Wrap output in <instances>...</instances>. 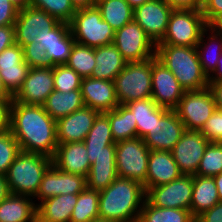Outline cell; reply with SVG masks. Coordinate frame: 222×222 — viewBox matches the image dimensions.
<instances>
[{
  "instance_id": "cell-1",
  "label": "cell",
  "mask_w": 222,
  "mask_h": 222,
  "mask_svg": "<svg viewBox=\"0 0 222 222\" xmlns=\"http://www.w3.org/2000/svg\"><path fill=\"white\" fill-rule=\"evenodd\" d=\"M10 132L21 151L54 157L58 146L56 120L43 105H25L13 99Z\"/></svg>"
},
{
  "instance_id": "cell-2",
  "label": "cell",
  "mask_w": 222,
  "mask_h": 222,
  "mask_svg": "<svg viewBox=\"0 0 222 222\" xmlns=\"http://www.w3.org/2000/svg\"><path fill=\"white\" fill-rule=\"evenodd\" d=\"M146 200V190L139 181L117 177L99 192V218L117 222H138Z\"/></svg>"
},
{
  "instance_id": "cell-3",
  "label": "cell",
  "mask_w": 222,
  "mask_h": 222,
  "mask_svg": "<svg viewBox=\"0 0 222 222\" xmlns=\"http://www.w3.org/2000/svg\"><path fill=\"white\" fill-rule=\"evenodd\" d=\"M155 56L175 75L185 91L208 87V76L202 70L196 47L156 45Z\"/></svg>"
},
{
  "instance_id": "cell-4",
  "label": "cell",
  "mask_w": 222,
  "mask_h": 222,
  "mask_svg": "<svg viewBox=\"0 0 222 222\" xmlns=\"http://www.w3.org/2000/svg\"><path fill=\"white\" fill-rule=\"evenodd\" d=\"M51 164V157L21 151L5 174L10 193L34 198Z\"/></svg>"
},
{
  "instance_id": "cell-5",
  "label": "cell",
  "mask_w": 222,
  "mask_h": 222,
  "mask_svg": "<svg viewBox=\"0 0 222 222\" xmlns=\"http://www.w3.org/2000/svg\"><path fill=\"white\" fill-rule=\"evenodd\" d=\"M91 164L86 177V187L101 192L118 176L115 141L84 140Z\"/></svg>"
},
{
  "instance_id": "cell-6",
  "label": "cell",
  "mask_w": 222,
  "mask_h": 222,
  "mask_svg": "<svg viewBox=\"0 0 222 222\" xmlns=\"http://www.w3.org/2000/svg\"><path fill=\"white\" fill-rule=\"evenodd\" d=\"M69 25L76 43L91 48L113 44L115 30L96 6L76 10Z\"/></svg>"
},
{
  "instance_id": "cell-7",
  "label": "cell",
  "mask_w": 222,
  "mask_h": 222,
  "mask_svg": "<svg viewBox=\"0 0 222 222\" xmlns=\"http://www.w3.org/2000/svg\"><path fill=\"white\" fill-rule=\"evenodd\" d=\"M152 58L127 62L114 78V87L119 104L150 98L152 95Z\"/></svg>"
},
{
  "instance_id": "cell-8",
  "label": "cell",
  "mask_w": 222,
  "mask_h": 222,
  "mask_svg": "<svg viewBox=\"0 0 222 222\" xmlns=\"http://www.w3.org/2000/svg\"><path fill=\"white\" fill-rule=\"evenodd\" d=\"M206 27L201 10L174 9L170 14L166 33L156 45L196 47Z\"/></svg>"
},
{
  "instance_id": "cell-9",
  "label": "cell",
  "mask_w": 222,
  "mask_h": 222,
  "mask_svg": "<svg viewBox=\"0 0 222 222\" xmlns=\"http://www.w3.org/2000/svg\"><path fill=\"white\" fill-rule=\"evenodd\" d=\"M149 155L150 150L142 138L136 137L117 142V176L139 181L146 190Z\"/></svg>"
},
{
  "instance_id": "cell-10",
  "label": "cell",
  "mask_w": 222,
  "mask_h": 222,
  "mask_svg": "<svg viewBox=\"0 0 222 222\" xmlns=\"http://www.w3.org/2000/svg\"><path fill=\"white\" fill-rule=\"evenodd\" d=\"M58 23V20L43 10L31 6L21 8L14 24L15 43L23 48L36 42L45 51L44 39Z\"/></svg>"
},
{
  "instance_id": "cell-11",
  "label": "cell",
  "mask_w": 222,
  "mask_h": 222,
  "mask_svg": "<svg viewBox=\"0 0 222 222\" xmlns=\"http://www.w3.org/2000/svg\"><path fill=\"white\" fill-rule=\"evenodd\" d=\"M186 130L175 110L158 107L152 129L142 138L149 150L171 151Z\"/></svg>"
},
{
  "instance_id": "cell-12",
  "label": "cell",
  "mask_w": 222,
  "mask_h": 222,
  "mask_svg": "<svg viewBox=\"0 0 222 222\" xmlns=\"http://www.w3.org/2000/svg\"><path fill=\"white\" fill-rule=\"evenodd\" d=\"M187 130H201L216 110L210 89L185 91L174 109Z\"/></svg>"
},
{
  "instance_id": "cell-13",
  "label": "cell",
  "mask_w": 222,
  "mask_h": 222,
  "mask_svg": "<svg viewBox=\"0 0 222 222\" xmlns=\"http://www.w3.org/2000/svg\"><path fill=\"white\" fill-rule=\"evenodd\" d=\"M113 44L127 62L144 61L155 56L156 45L134 20L115 31Z\"/></svg>"
},
{
  "instance_id": "cell-14",
  "label": "cell",
  "mask_w": 222,
  "mask_h": 222,
  "mask_svg": "<svg viewBox=\"0 0 222 222\" xmlns=\"http://www.w3.org/2000/svg\"><path fill=\"white\" fill-rule=\"evenodd\" d=\"M193 192V175L182 174L168 184L150 187L146 199L159 208L190 210Z\"/></svg>"
},
{
  "instance_id": "cell-15",
  "label": "cell",
  "mask_w": 222,
  "mask_h": 222,
  "mask_svg": "<svg viewBox=\"0 0 222 222\" xmlns=\"http://www.w3.org/2000/svg\"><path fill=\"white\" fill-rule=\"evenodd\" d=\"M152 95L151 98L160 107L174 110L185 89L180 85L175 75L167 69L156 56L152 57Z\"/></svg>"
},
{
  "instance_id": "cell-16",
  "label": "cell",
  "mask_w": 222,
  "mask_h": 222,
  "mask_svg": "<svg viewBox=\"0 0 222 222\" xmlns=\"http://www.w3.org/2000/svg\"><path fill=\"white\" fill-rule=\"evenodd\" d=\"M172 11L164 0H151L133 9V20L156 45L166 33Z\"/></svg>"
},
{
  "instance_id": "cell-17",
  "label": "cell",
  "mask_w": 222,
  "mask_h": 222,
  "mask_svg": "<svg viewBox=\"0 0 222 222\" xmlns=\"http://www.w3.org/2000/svg\"><path fill=\"white\" fill-rule=\"evenodd\" d=\"M85 188L86 177L63 172L52 163L43 174L39 190L33 199L40 203L59 195L79 194Z\"/></svg>"
},
{
  "instance_id": "cell-18",
  "label": "cell",
  "mask_w": 222,
  "mask_h": 222,
  "mask_svg": "<svg viewBox=\"0 0 222 222\" xmlns=\"http://www.w3.org/2000/svg\"><path fill=\"white\" fill-rule=\"evenodd\" d=\"M210 142L200 130H185L171 150L179 170L184 175H195L204 151Z\"/></svg>"
},
{
  "instance_id": "cell-19",
  "label": "cell",
  "mask_w": 222,
  "mask_h": 222,
  "mask_svg": "<svg viewBox=\"0 0 222 222\" xmlns=\"http://www.w3.org/2000/svg\"><path fill=\"white\" fill-rule=\"evenodd\" d=\"M54 91L53 68H30L13 99L25 105H43Z\"/></svg>"
},
{
  "instance_id": "cell-20",
  "label": "cell",
  "mask_w": 222,
  "mask_h": 222,
  "mask_svg": "<svg viewBox=\"0 0 222 222\" xmlns=\"http://www.w3.org/2000/svg\"><path fill=\"white\" fill-rule=\"evenodd\" d=\"M100 112L84 106L56 121L57 143L83 142Z\"/></svg>"
},
{
  "instance_id": "cell-21",
  "label": "cell",
  "mask_w": 222,
  "mask_h": 222,
  "mask_svg": "<svg viewBox=\"0 0 222 222\" xmlns=\"http://www.w3.org/2000/svg\"><path fill=\"white\" fill-rule=\"evenodd\" d=\"M29 69V65L24 61L23 48L17 43L0 53V77L13 97L22 87Z\"/></svg>"
},
{
  "instance_id": "cell-22",
  "label": "cell",
  "mask_w": 222,
  "mask_h": 222,
  "mask_svg": "<svg viewBox=\"0 0 222 222\" xmlns=\"http://www.w3.org/2000/svg\"><path fill=\"white\" fill-rule=\"evenodd\" d=\"M80 90L84 105L100 113L119 105L113 81L85 77L81 80Z\"/></svg>"
},
{
  "instance_id": "cell-23",
  "label": "cell",
  "mask_w": 222,
  "mask_h": 222,
  "mask_svg": "<svg viewBox=\"0 0 222 222\" xmlns=\"http://www.w3.org/2000/svg\"><path fill=\"white\" fill-rule=\"evenodd\" d=\"M52 163L63 172L84 177L91 167L84 142L58 144Z\"/></svg>"
},
{
  "instance_id": "cell-24",
  "label": "cell",
  "mask_w": 222,
  "mask_h": 222,
  "mask_svg": "<svg viewBox=\"0 0 222 222\" xmlns=\"http://www.w3.org/2000/svg\"><path fill=\"white\" fill-rule=\"evenodd\" d=\"M182 175L171 151L150 150L147 166L146 190L168 184Z\"/></svg>"
},
{
  "instance_id": "cell-25",
  "label": "cell",
  "mask_w": 222,
  "mask_h": 222,
  "mask_svg": "<svg viewBox=\"0 0 222 222\" xmlns=\"http://www.w3.org/2000/svg\"><path fill=\"white\" fill-rule=\"evenodd\" d=\"M75 44L70 25L59 22L44 39V48L53 65L66 64Z\"/></svg>"
},
{
  "instance_id": "cell-26",
  "label": "cell",
  "mask_w": 222,
  "mask_h": 222,
  "mask_svg": "<svg viewBox=\"0 0 222 222\" xmlns=\"http://www.w3.org/2000/svg\"><path fill=\"white\" fill-rule=\"evenodd\" d=\"M78 194H66L48 198L37 206V220L40 222H70Z\"/></svg>"
},
{
  "instance_id": "cell-27",
  "label": "cell",
  "mask_w": 222,
  "mask_h": 222,
  "mask_svg": "<svg viewBox=\"0 0 222 222\" xmlns=\"http://www.w3.org/2000/svg\"><path fill=\"white\" fill-rule=\"evenodd\" d=\"M36 209L32 197L10 194L0 202V222H35Z\"/></svg>"
},
{
  "instance_id": "cell-28",
  "label": "cell",
  "mask_w": 222,
  "mask_h": 222,
  "mask_svg": "<svg viewBox=\"0 0 222 222\" xmlns=\"http://www.w3.org/2000/svg\"><path fill=\"white\" fill-rule=\"evenodd\" d=\"M95 60L96 65L91 76L94 79L114 81L127 64L114 44L95 48Z\"/></svg>"
},
{
  "instance_id": "cell-29",
  "label": "cell",
  "mask_w": 222,
  "mask_h": 222,
  "mask_svg": "<svg viewBox=\"0 0 222 222\" xmlns=\"http://www.w3.org/2000/svg\"><path fill=\"white\" fill-rule=\"evenodd\" d=\"M220 202L213 177L193 175L190 213L194 219Z\"/></svg>"
},
{
  "instance_id": "cell-30",
  "label": "cell",
  "mask_w": 222,
  "mask_h": 222,
  "mask_svg": "<svg viewBox=\"0 0 222 222\" xmlns=\"http://www.w3.org/2000/svg\"><path fill=\"white\" fill-rule=\"evenodd\" d=\"M84 106L80 89L66 93L54 90L43 104L45 111L56 121Z\"/></svg>"
},
{
  "instance_id": "cell-31",
  "label": "cell",
  "mask_w": 222,
  "mask_h": 222,
  "mask_svg": "<svg viewBox=\"0 0 222 222\" xmlns=\"http://www.w3.org/2000/svg\"><path fill=\"white\" fill-rule=\"evenodd\" d=\"M196 50L202 70L209 76L216 68L218 59L222 53V35L206 27L201 33Z\"/></svg>"
},
{
  "instance_id": "cell-32",
  "label": "cell",
  "mask_w": 222,
  "mask_h": 222,
  "mask_svg": "<svg viewBox=\"0 0 222 222\" xmlns=\"http://www.w3.org/2000/svg\"><path fill=\"white\" fill-rule=\"evenodd\" d=\"M110 121L111 133L115 143L137 137V125L132 112L123 104L104 112Z\"/></svg>"
},
{
  "instance_id": "cell-33",
  "label": "cell",
  "mask_w": 222,
  "mask_h": 222,
  "mask_svg": "<svg viewBox=\"0 0 222 222\" xmlns=\"http://www.w3.org/2000/svg\"><path fill=\"white\" fill-rule=\"evenodd\" d=\"M96 7L115 31L133 20V8L126 0H99Z\"/></svg>"
},
{
  "instance_id": "cell-34",
  "label": "cell",
  "mask_w": 222,
  "mask_h": 222,
  "mask_svg": "<svg viewBox=\"0 0 222 222\" xmlns=\"http://www.w3.org/2000/svg\"><path fill=\"white\" fill-rule=\"evenodd\" d=\"M138 222H195L190 210L177 208H159L147 199L140 211Z\"/></svg>"
},
{
  "instance_id": "cell-35",
  "label": "cell",
  "mask_w": 222,
  "mask_h": 222,
  "mask_svg": "<svg viewBox=\"0 0 222 222\" xmlns=\"http://www.w3.org/2000/svg\"><path fill=\"white\" fill-rule=\"evenodd\" d=\"M131 112L137 125V137L143 138L152 129L155 121V110L159 107L150 97L124 104Z\"/></svg>"
},
{
  "instance_id": "cell-36",
  "label": "cell",
  "mask_w": 222,
  "mask_h": 222,
  "mask_svg": "<svg viewBox=\"0 0 222 222\" xmlns=\"http://www.w3.org/2000/svg\"><path fill=\"white\" fill-rule=\"evenodd\" d=\"M99 218V192L86 187L78 194L70 222H91Z\"/></svg>"
},
{
  "instance_id": "cell-37",
  "label": "cell",
  "mask_w": 222,
  "mask_h": 222,
  "mask_svg": "<svg viewBox=\"0 0 222 222\" xmlns=\"http://www.w3.org/2000/svg\"><path fill=\"white\" fill-rule=\"evenodd\" d=\"M66 65L74 69L82 78L91 77L96 65L95 48L75 42Z\"/></svg>"
},
{
  "instance_id": "cell-38",
  "label": "cell",
  "mask_w": 222,
  "mask_h": 222,
  "mask_svg": "<svg viewBox=\"0 0 222 222\" xmlns=\"http://www.w3.org/2000/svg\"><path fill=\"white\" fill-rule=\"evenodd\" d=\"M29 6L43 10L59 22L68 24L76 12L70 0H29Z\"/></svg>"
},
{
  "instance_id": "cell-39",
  "label": "cell",
  "mask_w": 222,
  "mask_h": 222,
  "mask_svg": "<svg viewBox=\"0 0 222 222\" xmlns=\"http://www.w3.org/2000/svg\"><path fill=\"white\" fill-rule=\"evenodd\" d=\"M222 172V144L210 142L195 175L214 177Z\"/></svg>"
},
{
  "instance_id": "cell-40",
  "label": "cell",
  "mask_w": 222,
  "mask_h": 222,
  "mask_svg": "<svg viewBox=\"0 0 222 222\" xmlns=\"http://www.w3.org/2000/svg\"><path fill=\"white\" fill-rule=\"evenodd\" d=\"M54 90L59 92H70L80 89L82 77L66 64L54 65Z\"/></svg>"
},
{
  "instance_id": "cell-41",
  "label": "cell",
  "mask_w": 222,
  "mask_h": 222,
  "mask_svg": "<svg viewBox=\"0 0 222 222\" xmlns=\"http://www.w3.org/2000/svg\"><path fill=\"white\" fill-rule=\"evenodd\" d=\"M21 152L20 146L10 130L0 133V174L5 175L8 168Z\"/></svg>"
},
{
  "instance_id": "cell-42",
  "label": "cell",
  "mask_w": 222,
  "mask_h": 222,
  "mask_svg": "<svg viewBox=\"0 0 222 222\" xmlns=\"http://www.w3.org/2000/svg\"><path fill=\"white\" fill-rule=\"evenodd\" d=\"M24 61L30 68H53L50 58L47 56L46 51H42L39 43L32 42L23 47Z\"/></svg>"
},
{
  "instance_id": "cell-43",
  "label": "cell",
  "mask_w": 222,
  "mask_h": 222,
  "mask_svg": "<svg viewBox=\"0 0 222 222\" xmlns=\"http://www.w3.org/2000/svg\"><path fill=\"white\" fill-rule=\"evenodd\" d=\"M84 140L114 141L111 133V125L105 113H99L94 124Z\"/></svg>"
},
{
  "instance_id": "cell-44",
  "label": "cell",
  "mask_w": 222,
  "mask_h": 222,
  "mask_svg": "<svg viewBox=\"0 0 222 222\" xmlns=\"http://www.w3.org/2000/svg\"><path fill=\"white\" fill-rule=\"evenodd\" d=\"M200 131L209 142L222 144V110L216 109Z\"/></svg>"
},
{
  "instance_id": "cell-45",
  "label": "cell",
  "mask_w": 222,
  "mask_h": 222,
  "mask_svg": "<svg viewBox=\"0 0 222 222\" xmlns=\"http://www.w3.org/2000/svg\"><path fill=\"white\" fill-rule=\"evenodd\" d=\"M19 8L10 0H0V26L14 25Z\"/></svg>"
},
{
  "instance_id": "cell-46",
  "label": "cell",
  "mask_w": 222,
  "mask_h": 222,
  "mask_svg": "<svg viewBox=\"0 0 222 222\" xmlns=\"http://www.w3.org/2000/svg\"><path fill=\"white\" fill-rule=\"evenodd\" d=\"M12 102L13 98L0 99V133L10 130Z\"/></svg>"
},
{
  "instance_id": "cell-47",
  "label": "cell",
  "mask_w": 222,
  "mask_h": 222,
  "mask_svg": "<svg viewBox=\"0 0 222 222\" xmlns=\"http://www.w3.org/2000/svg\"><path fill=\"white\" fill-rule=\"evenodd\" d=\"M201 12L208 24L215 16L222 13V0H207L202 6Z\"/></svg>"
},
{
  "instance_id": "cell-48",
  "label": "cell",
  "mask_w": 222,
  "mask_h": 222,
  "mask_svg": "<svg viewBox=\"0 0 222 222\" xmlns=\"http://www.w3.org/2000/svg\"><path fill=\"white\" fill-rule=\"evenodd\" d=\"M195 222H222V201L199 215Z\"/></svg>"
},
{
  "instance_id": "cell-49",
  "label": "cell",
  "mask_w": 222,
  "mask_h": 222,
  "mask_svg": "<svg viewBox=\"0 0 222 222\" xmlns=\"http://www.w3.org/2000/svg\"><path fill=\"white\" fill-rule=\"evenodd\" d=\"M15 44L14 25L0 26V53Z\"/></svg>"
},
{
  "instance_id": "cell-50",
  "label": "cell",
  "mask_w": 222,
  "mask_h": 222,
  "mask_svg": "<svg viewBox=\"0 0 222 222\" xmlns=\"http://www.w3.org/2000/svg\"><path fill=\"white\" fill-rule=\"evenodd\" d=\"M173 10H201L202 5L199 0H164Z\"/></svg>"
},
{
  "instance_id": "cell-51",
  "label": "cell",
  "mask_w": 222,
  "mask_h": 222,
  "mask_svg": "<svg viewBox=\"0 0 222 222\" xmlns=\"http://www.w3.org/2000/svg\"><path fill=\"white\" fill-rule=\"evenodd\" d=\"M208 88L213 95L216 109L222 110V81L208 82Z\"/></svg>"
},
{
  "instance_id": "cell-52",
  "label": "cell",
  "mask_w": 222,
  "mask_h": 222,
  "mask_svg": "<svg viewBox=\"0 0 222 222\" xmlns=\"http://www.w3.org/2000/svg\"><path fill=\"white\" fill-rule=\"evenodd\" d=\"M218 81H222V53L218 59L216 68L208 76V82H218Z\"/></svg>"
},
{
  "instance_id": "cell-53",
  "label": "cell",
  "mask_w": 222,
  "mask_h": 222,
  "mask_svg": "<svg viewBox=\"0 0 222 222\" xmlns=\"http://www.w3.org/2000/svg\"><path fill=\"white\" fill-rule=\"evenodd\" d=\"M209 27L213 32L222 35V13L215 16L208 24Z\"/></svg>"
},
{
  "instance_id": "cell-54",
  "label": "cell",
  "mask_w": 222,
  "mask_h": 222,
  "mask_svg": "<svg viewBox=\"0 0 222 222\" xmlns=\"http://www.w3.org/2000/svg\"><path fill=\"white\" fill-rule=\"evenodd\" d=\"M10 194L6 176L0 174V202L6 199Z\"/></svg>"
},
{
  "instance_id": "cell-55",
  "label": "cell",
  "mask_w": 222,
  "mask_h": 222,
  "mask_svg": "<svg viewBox=\"0 0 222 222\" xmlns=\"http://www.w3.org/2000/svg\"><path fill=\"white\" fill-rule=\"evenodd\" d=\"M76 10L96 6V0H70Z\"/></svg>"
},
{
  "instance_id": "cell-56",
  "label": "cell",
  "mask_w": 222,
  "mask_h": 222,
  "mask_svg": "<svg viewBox=\"0 0 222 222\" xmlns=\"http://www.w3.org/2000/svg\"><path fill=\"white\" fill-rule=\"evenodd\" d=\"M213 178L218 190L219 199L220 201H222V172L214 176Z\"/></svg>"
},
{
  "instance_id": "cell-57",
  "label": "cell",
  "mask_w": 222,
  "mask_h": 222,
  "mask_svg": "<svg viewBox=\"0 0 222 222\" xmlns=\"http://www.w3.org/2000/svg\"><path fill=\"white\" fill-rule=\"evenodd\" d=\"M13 98V96L7 91L3 84L2 78L0 77V99Z\"/></svg>"
},
{
  "instance_id": "cell-58",
  "label": "cell",
  "mask_w": 222,
  "mask_h": 222,
  "mask_svg": "<svg viewBox=\"0 0 222 222\" xmlns=\"http://www.w3.org/2000/svg\"><path fill=\"white\" fill-rule=\"evenodd\" d=\"M126 1L129 3V5H130L133 9H135L136 7L141 6V5H143L144 3L149 2V1H151V0H126Z\"/></svg>"
},
{
  "instance_id": "cell-59",
  "label": "cell",
  "mask_w": 222,
  "mask_h": 222,
  "mask_svg": "<svg viewBox=\"0 0 222 222\" xmlns=\"http://www.w3.org/2000/svg\"><path fill=\"white\" fill-rule=\"evenodd\" d=\"M13 2L19 9L29 6V0H10Z\"/></svg>"
},
{
  "instance_id": "cell-60",
  "label": "cell",
  "mask_w": 222,
  "mask_h": 222,
  "mask_svg": "<svg viewBox=\"0 0 222 222\" xmlns=\"http://www.w3.org/2000/svg\"><path fill=\"white\" fill-rule=\"evenodd\" d=\"M91 222H117V221L97 218L95 220H92Z\"/></svg>"
},
{
  "instance_id": "cell-61",
  "label": "cell",
  "mask_w": 222,
  "mask_h": 222,
  "mask_svg": "<svg viewBox=\"0 0 222 222\" xmlns=\"http://www.w3.org/2000/svg\"><path fill=\"white\" fill-rule=\"evenodd\" d=\"M207 2V0H199V3L203 6L205 3Z\"/></svg>"
}]
</instances>
